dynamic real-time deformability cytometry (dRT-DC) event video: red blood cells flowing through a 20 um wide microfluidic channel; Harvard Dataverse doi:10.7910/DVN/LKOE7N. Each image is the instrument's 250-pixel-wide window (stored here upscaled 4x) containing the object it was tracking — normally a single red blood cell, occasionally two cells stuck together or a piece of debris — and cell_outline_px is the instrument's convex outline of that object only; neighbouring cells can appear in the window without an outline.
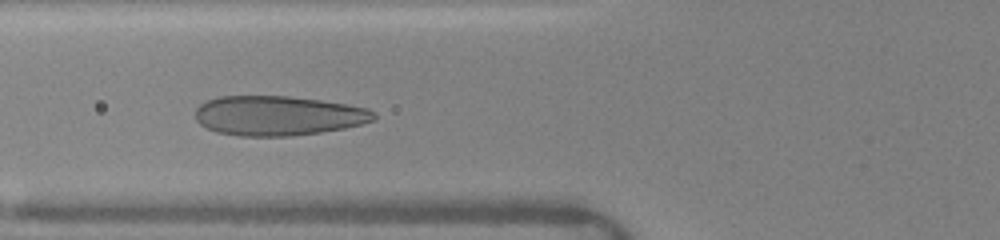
{"species": "human", "species_latin": "Homo sapiens", "temperature_condition": "warm", "stored_images_in_passage": 10, "camera_frame_rate_fps": 3000, "um_per_image_px": 0.085, "donor": {"sex": "female"}, "frame": {"image": 1, "passage_image": 5, "time_ms": 4.333, "image_size_px": [1000, 240], "cell_outline_px": [[376, 120], [344, 128], [320, 132], [292, 136], [240, 136], [216, 132], [200, 124], [196, 120], [196, 108], [200, 104], [208, 100], [220, 96], [288, 96], [320, 100], [368, 108], [376, 112]], "centroid_in_image_um": [23.64, 9.83], "position_along_channel_um": 102.2, "area_um2": 41.27}}
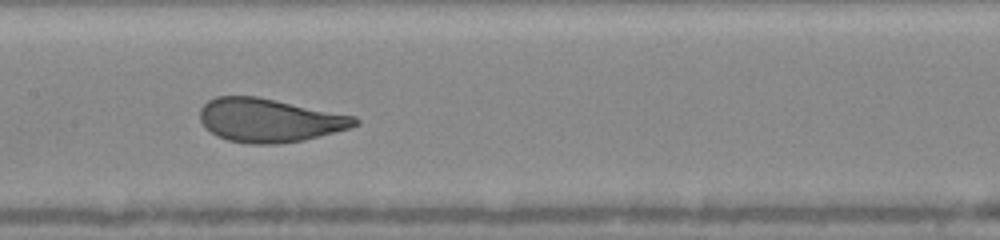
{"frame": {"image": 2, "passage_image": 7, "time_ms": 6.333, "image_size_px": [1000, 240], "cell_outline_px": [[360, 124], [348, 128], [304, 140], [280, 144], [252, 144], [228, 140], [216, 136], [204, 128], [200, 120], [200, 108], [208, 100], [216, 96], [256, 96], [356, 116], [360, 120]], "centroid_in_image_um": [22.87, 10.22], "position_along_channel_um": 184.5, "area_um2": 39.48}}
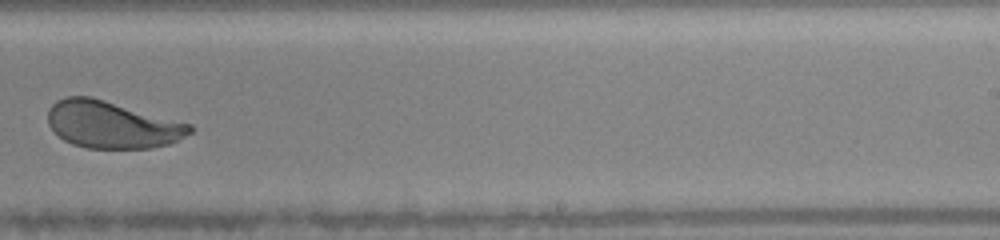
{"frame": {"image": 3, "passage_image": 9, "time_ms": 8.667, "image_size_px": [1000, 240], "cell_outline_px": [[196, 128], [192, 132], [168, 144], [152, 148], [84, 148], [72, 144], [64, 140], [48, 124], [48, 108], [56, 100], [64, 96], [92, 96], [192, 124]], "centroid_in_image_um": [9.52, 10.58], "position_along_channel_um": 279.5, "area_um2": 39.19}}